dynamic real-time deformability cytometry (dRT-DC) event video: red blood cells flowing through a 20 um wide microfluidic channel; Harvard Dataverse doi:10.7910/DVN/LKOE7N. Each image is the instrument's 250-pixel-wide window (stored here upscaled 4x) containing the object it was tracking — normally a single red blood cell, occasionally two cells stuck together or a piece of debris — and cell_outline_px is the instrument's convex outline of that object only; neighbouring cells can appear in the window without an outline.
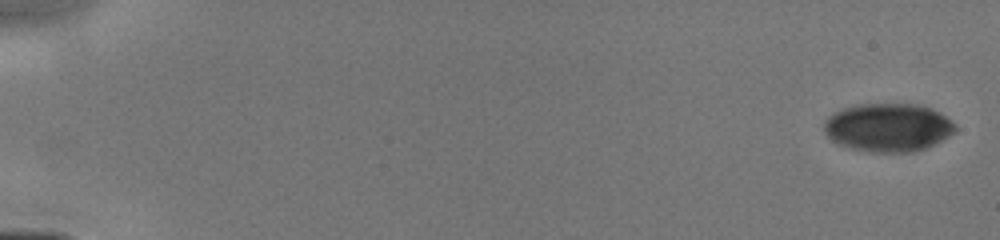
{"species": "human", "species_latin": "Homo sapiens", "temperature_condition": "cold", "stored_images_in_passage": 22, "camera_frame_rate_fps": 3000, "um_per_image_px": 0.085, "donor": {"sex": "male"}, "frame": {"image": 1, "passage_image": 1, "time_ms": 0.0, "image_size_px": [1000, 240], "cell_outline_px": [[956, 132], [924, 148], [912, 152], [868, 152], [852, 148], [840, 144], [832, 140], [824, 132], [824, 120], [828, 116], [844, 108], [856, 104], [912, 104], [932, 108], [956, 124]], "centroid_in_image_um": [75.47, 10.83], "position_along_channel_um": 9.5, "area_um2": 36.7}}
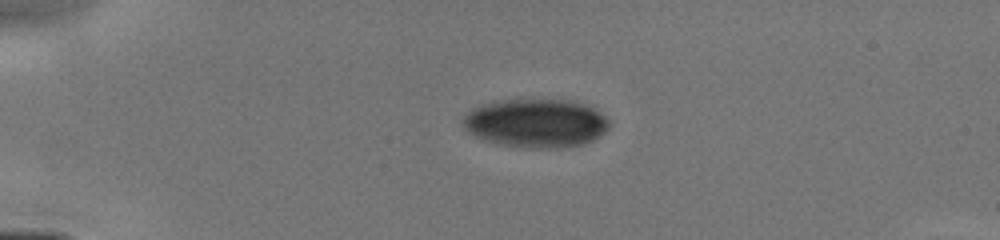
{"frame": {"image": 2, "passage_image": 13, "time_ms": 3.667, "image_size_px": [1000, 240], "cell_outline_px": [[608, 128], [600, 136], [584, 144], [564, 148], [528, 148], [500, 144], [484, 140], [468, 132], [464, 128], [460, 120], [472, 108], [484, 104], [504, 100], [572, 100], [584, 104], [592, 108], [604, 116], [608, 120]], "centroid_in_image_um": [45.53, 10.48], "position_along_channel_um": 39.5, "area_um2": 41.38}}